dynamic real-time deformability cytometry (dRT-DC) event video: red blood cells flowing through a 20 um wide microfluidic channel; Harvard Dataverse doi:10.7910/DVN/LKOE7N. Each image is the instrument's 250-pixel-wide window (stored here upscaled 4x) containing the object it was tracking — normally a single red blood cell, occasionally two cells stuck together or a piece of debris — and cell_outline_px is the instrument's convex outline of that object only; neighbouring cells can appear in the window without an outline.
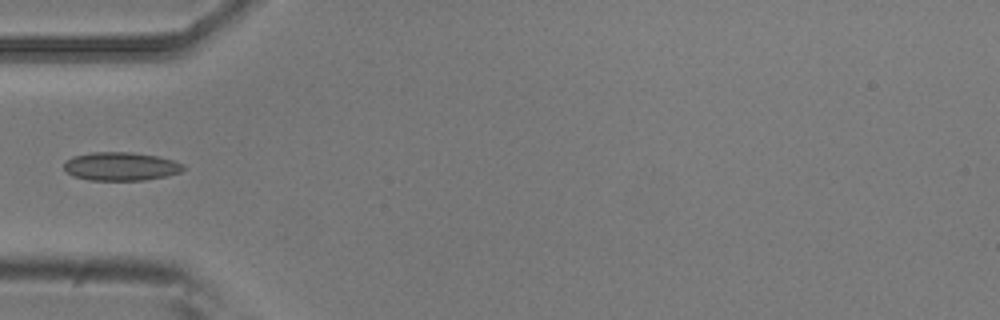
{"species": "common noctule bat (a hibernating species)", "species_latin": "Nyctalus noctula", "temperature_condition": "room temperature", "stored_images_in_passage": 6, "camera_frame_rate_fps": 3000, "um_per_image_px": 0.085, "animal": {"sex": "male", "body_mass_g": 20.5, "forearm_length_mm": 52.5}, "frame": {"image": 1, "passage_image": 5, "time_ms": 1.333, "image_size_px": [1000, 320], "cell_outline_px": [[184, 168], [180, 172], [164, 176], [144, 180], [88, 180], [72, 176], [64, 168], [64, 160], [72, 156], [92, 152], [132, 152], [160, 156], [184, 164]], "centroid_in_image_um": [10.24, 14.13], "position_along_channel_um": 74.8, "area_um2": 19.88}}
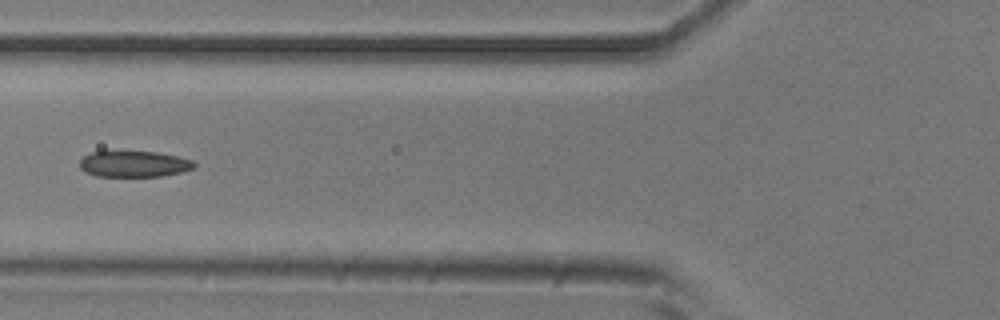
{"frame": {"image": 2, "passage_image": 6, "time_ms": 1.667, "image_size_px": [1000, 320], "cell_outline_px": [[196, 168], [180, 172], [160, 176], [96, 176], [84, 172], [80, 168], [80, 160], [84, 156], [92, 152], [156, 152], [196, 160]], "centroid_in_image_um": [11.42, 13.94], "position_along_channel_um": 114.4, "area_um2": 17.34}}